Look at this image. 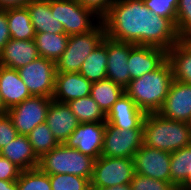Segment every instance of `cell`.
I'll list each match as a JSON object with an SVG mask.
<instances>
[{"label":"cell","mask_w":191,"mask_h":190,"mask_svg":"<svg viewBox=\"0 0 191 190\" xmlns=\"http://www.w3.org/2000/svg\"><path fill=\"white\" fill-rule=\"evenodd\" d=\"M102 22L106 36L116 41L169 51L181 40L175 23L154 14L143 0H116Z\"/></svg>","instance_id":"6da1fadb"},{"label":"cell","mask_w":191,"mask_h":190,"mask_svg":"<svg viewBox=\"0 0 191 190\" xmlns=\"http://www.w3.org/2000/svg\"><path fill=\"white\" fill-rule=\"evenodd\" d=\"M172 81V68L166 60L155 71L131 80L124 90L145 114L158 113L165 102Z\"/></svg>","instance_id":"7a4b0ae2"},{"label":"cell","mask_w":191,"mask_h":190,"mask_svg":"<svg viewBox=\"0 0 191 190\" xmlns=\"http://www.w3.org/2000/svg\"><path fill=\"white\" fill-rule=\"evenodd\" d=\"M143 144L175 152L191 145V127L185 122L166 119L159 113L146 114L143 120Z\"/></svg>","instance_id":"3957f363"},{"label":"cell","mask_w":191,"mask_h":190,"mask_svg":"<svg viewBox=\"0 0 191 190\" xmlns=\"http://www.w3.org/2000/svg\"><path fill=\"white\" fill-rule=\"evenodd\" d=\"M95 159L60 143L39 159L38 167L48 175L73 174L91 180Z\"/></svg>","instance_id":"277c9868"},{"label":"cell","mask_w":191,"mask_h":190,"mask_svg":"<svg viewBox=\"0 0 191 190\" xmlns=\"http://www.w3.org/2000/svg\"><path fill=\"white\" fill-rule=\"evenodd\" d=\"M105 37L103 22L88 33L69 36L64 53L55 62L56 73L79 72L85 58L103 42Z\"/></svg>","instance_id":"5b68a950"},{"label":"cell","mask_w":191,"mask_h":190,"mask_svg":"<svg viewBox=\"0 0 191 190\" xmlns=\"http://www.w3.org/2000/svg\"><path fill=\"white\" fill-rule=\"evenodd\" d=\"M49 4L68 36L88 33L102 22L101 17L77 0H49Z\"/></svg>","instance_id":"8992f818"},{"label":"cell","mask_w":191,"mask_h":190,"mask_svg":"<svg viewBox=\"0 0 191 190\" xmlns=\"http://www.w3.org/2000/svg\"><path fill=\"white\" fill-rule=\"evenodd\" d=\"M135 174L133 158L100 156L94 162L90 185L96 189L130 184Z\"/></svg>","instance_id":"52a82bcc"},{"label":"cell","mask_w":191,"mask_h":190,"mask_svg":"<svg viewBox=\"0 0 191 190\" xmlns=\"http://www.w3.org/2000/svg\"><path fill=\"white\" fill-rule=\"evenodd\" d=\"M17 71L32 96L52 98L56 77L54 61L39 56Z\"/></svg>","instance_id":"ba28073f"},{"label":"cell","mask_w":191,"mask_h":190,"mask_svg":"<svg viewBox=\"0 0 191 190\" xmlns=\"http://www.w3.org/2000/svg\"><path fill=\"white\" fill-rule=\"evenodd\" d=\"M52 100L46 96H31L7 110L19 135L27 136L37 125L45 123Z\"/></svg>","instance_id":"9c48e42d"},{"label":"cell","mask_w":191,"mask_h":190,"mask_svg":"<svg viewBox=\"0 0 191 190\" xmlns=\"http://www.w3.org/2000/svg\"><path fill=\"white\" fill-rule=\"evenodd\" d=\"M143 145V128L118 129L106 122L101 156L133 158Z\"/></svg>","instance_id":"30bf717a"},{"label":"cell","mask_w":191,"mask_h":190,"mask_svg":"<svg viewBox=\"0 0 191 190\" xmlns=\"http://www.w3.org/2000/svg\"><path fill=\"white\" fill-rule=\"evenodd\" d=\"M171 153L142 145L133 156L136 174L171 183Z\"/></svg>","instance_id":"8fae6325"},{"label":"cell","mask_w":191,"mask_h":190,"mask_svg":"<svg viewBox=\"0 0 191 190\" xmlns=\"http://www.w3.org/2000/svg\"><path fill=\"white\" fill-rule=\"evenodd\" d=\"M106 122L80 123L64 144L95 160L101 156Z\"/></svg>","instance_id":"7c38bea8"},{"label":"cell","mask_w":191,"mask_h":190,"mask_svg":"<svg viewBox=\"0 0 191 190\" xmlns=\"http://www.w3.org/2000/svg\"><path fill=\"white\" fill-rule=\"evenodd\" d=\"M158 113L166 119L188 123L191 116V84L173 80Z\"/></svg>","instance_id":"4fadbf2b"},{"label":"cell","mask_w":191,"mask_h":190,"mask_svg":"<svg viewBox=\"0 0 191 190\" xmlns=\"http://www.w3.org/2000/svg\"><path fill=\"white\" fill-rule=\"evenodd\" d=\"M135 45L107 37V78L125 89L131 81L127 59Z\"/></svg>","instance_id":"5bb4252c"},{"label":"cell","mask_w":191,"mask_h":190,"mask_svg":"<svg viewBox=\"0 0 191 190\" xmlns=\"http://www.w3.org/2000/svg\"><path fill=\"white\" fill-rule=\"evenodd\" d=\"M167 60L165 49L153 46L135 45L129 53L127 64L131 80L159 68Z\"/></svg>","instance_id":"9a60e30c"},{"label":"cell","mask_w":191,"mask_h":190,"mask_svg":"<svg viewBox=\"0 0 191 190\" xmlns=\"http://www.w3.org/2000/svg\"><path fill=\"white\" fill-rule=\"evenodd\" d=\"M145 115L124 92L106 114V122L118 129L143 128Z\"/></svg>","instance_id":"2e32d148"},{"label":"cell","mask_w":191,"mask_h":190,"mask_svg":"<svg viewBox=\"0 0 191 190\" xmlns=\"http://www.w3.org/2000/svg\"><path fill=\"white\" fill-rule=\"evenodd\" d=\"M92 82L79 72L56 73L52 99L60 103L90 96Z\"/></svg>","instance_id":"e0dca14e"},{"label":"cell","mask_w":191,"mask_h":190,"mask_svg":"<svg viewBox=\"0 0 191 190\" xmlns=\"http://www.w3.org/2000/svg\"><path fill=\"white\" fill-rule=\"evenodd\" d=\"M45 122L59 143H64L80 124L67 103L55 100L48 107Z\"/></svg>","instance_id":"ac0fdd59"},{"label":"cell","mask_w":191,"mask_h":190,"mask_svg":"<svg viewBox=\"0 0 191 190\" xmlns=\"http://www.w3.org/2000/svg\"><path fill=\"white\" fill-rule=\"evenodd\" d=\"M39 57L34 39H10L0 53V66L16 69L27 65Z\"/></svg>","instance_id":"d6986e66"},{"label":"cell","mask_w":191,"mask_h":190,"mask_svg":"<svg viewBox=\"0 0 191 190\" xmlns=\"http://www.w3.org/2000/svg\"><path fill=\"white\" fill-rule=\"evenodd\" d=\"M0 93L7 109L32 96L18 71L3 66H0Z\"/></svg>","instance_id":"ffe728a7"},{"label":"cell","mask_w":191,"mask_h":190,"mask_svg":"<svg viewBox=\"0 0 191 190\" xmlns=\"http://www.w3.org/2000/svg\"><path fill=\"white\" fill-rule=\"evenodd\" d=\"M1 156L9 159L22 171L36 168L39 158L29 142L28 136L19 135L1 149Z\"/></svg>","instance_id":"44dd1931"},{"label":"cell","mask_w":191,"mask_h":190,"mask_svg":"<svg viewBox=\"0 0 191 190\" xmlns=\"http://www.w3.org/2000/svg\"><path fill=\"white\" fill-rule=\"evenodd\" d=\"M35 33H64V28L55 14L51 13L49 0H32L26 5Z\"/></svg>","instance_id":"7402d4cb"},{"label":"cell","mask_w":191,"mask_h":190,"mask_svg":"<svg viewBox=\"0 0 191 190\" xmlns=\"http://www.w3.org/2000/svg\"><path fill=\"white\" fill-rule=\"evenodd\" d=\"M167 60L172 68L173 80L191 84V47L184 40L167 51Z\"/></svg>","instance_id":"603a6c76"},{"label":"cell","mask_w":191,"mask_h":190,"mask_svg":"<svg viewBox=\"0 0 191 190\" xmlns=\"http://www.w3.org/2000/svg\"><path fill=\"white\" fill-rule=\"evenodd\" d=\"M107 36L82 63L79 73L88 81L97 82L107 78Z\"/></svg>","instance_id":"cb8c5ba5"},{"label":"cell","mask_w":191,"mask_h":190,"mask_svg":"<svg viewBox=\"0 0 191 190\" xmlns=\"http://www.w3.org/2000/svg\"><path fill=\"white\" fill-rule=\"evenodd\" d=\"M4 10L7 14L8 27L12 39H34L36 33L27 7L8 8Z\"/></svg>","instance_id":"d4e9b609"},{"label":"cell","mask_w":191,"mask_h":190,"mask_svg":"<svg viewBox=\"0 0 191 190\" xmlns=\"http://www.w3.org/2000/svg\"><path fill=\"white\" fill-rule=\"evenodd\" d=\"M68 37L65 33H36L34 41L39 56L56 62L67 47Z\"/></svg>","instance_id":"484cf974"},{"label":"cell","mask_w":191,"mask_h":190,"mask_svg":"<svg viewBox=\"0 0 191 190\" xmlns=\"http://www.w3.org/2000/svg\"><path fill=\"white\" fill-rule=\"evenodd\" d=\"M124 92L125 90L120 85L106 78L92 83L90 96L98 103L102 111L107 114Z\"/></svg>","instance_id":"4316f807"},{"label":"cell","mask_w":191,"mask_h":190,"mask_svg":"<svg viewBox=\"0 0 191 190\" xmlns=\"http://www.w3.org/2000/svg\"><path fill=\"white\" fill-rule=\"evenodd\" d=\"M67 104L80 123L106 122V114L91 96L74 99Z\"/></svg>","instance_id":"83f0119b"},{"label":"cell","mask_w":191,"mask_h":190,"mask_svg":"<svg viewBox=\"0 0 191 190\" xmlns=\"http://www.w3.org/2000/svg\"><path fill=\"white\" fill-rule=\"evenodd\" d=\"M27 136L39 159L60 144L46 122L37 125Z\"/></svg>","instance_id":"f1b7e54d"},{"label":"cell","mask_w":191,"mask_h":190,"mask_svg":"<svg viewBox=\"0 0 191 190\" xmlns=\"http://www.w3.org/2000/svg\"><path fill=\"white\" fill-rule=\"evenodd\" d=\"M16 181L18 190H52L49 175L39 167L22 171Z\"/></svg>","instance_id":"f546056e"},{"label":"cell","mask_w":191,"mask_h":190,"mask_svg":"<svg viewBox=\"0 0 191 190\" xmlns=\"http://www.w3.org/2000/svg\"><path fill=\"white\" fill-rule=\"evenodd\" d=\"M52 190H85L90 186L88 178L73 174L49 175Z\"/></svg>","instance_id":"4dcf8cb0"},{"label":"cell","mask_w":191,"mask_h":190,"mask_svg":"<svg viewBox=\"0 0 191 190\" xmlns=\"http://www.w3.org/2000/svg\"><path fill=\"white\" fill-rule=\"evenodd\" d=\"M175 25L181 40L191 34V0H178Z\"/></svg>","instance_id":"1f68e13d"},{"label":"cell","mask_w":191,"mask_h":190,"mask_svg":"<svg viewBox=\"0 0 191 190\" xmlns=\"http://www.w3.org/2000/svg\"><path fill=\"white\" fill-rule=\"evenodd\" d=\"M132 190H176L177 188L169 182L160 181L151 177L134 174L131 180Z\"/></svg>","instance_id":"d6a6232c"},{"label":"cell","mask_w":191,"mask_h":190,"mask_svg":"<svg viewBox=\"0 0 191 190\" xmlns=\"http://www.w3.org/2000/svg\"><path fill=\"white\" fill-rule=\"evenodd\" d=\"M154 14L169 18L176 23L178 0H143Z\"/></svg>","instance_id":"836d02e7"},{"label":"cell","mask_w":191,"mask_h":190,"mask_svg":"<svg viewBox=\"0 0 191 190\" xmlns=\"http://www.w3.org/2000/svg\"><path fill=\"white\" fill-rule=\"evenodd\" d=\"M170 176H171V183L177 189L184 190L183 148L175 152H171Z\"/></svg>","instance_id":"e575fe53"},{"label":"cell","mask_w":191,"mask_h":190,"mask_svg":"<svg viewBox=\"0 0 191 190\" xmlns=\"http://www.w3.org/2000/svg\"><path fill=\"white\" fill-rule=\"evenodd\" d=\"M18 136L13 121L8 113L0 114V149Z\"/></svg>","instance_id":"d590c367"},{"label":"cell","mask_w":191,"mask_h":190,"mask_svg":"<svg viewBox=\"0 0 191 190\" xmlns=\"http://www.w3.org/2000/svg\"><path fill=\"white\" fill-rule=\"evenodd\" d=\"M22 170L9 159L0 156V180L16 181Z\"/></svg>","instance_id":"8d00e7d4"},{"label":"cell","mask_w":191,"mask_h":190,"mask_svg":"<svg viewBox=\"0 0 191 190\" xmlns=\"http://www.w3.org/2000/svg\"><path fill=\"white\" fill-rule=\"evenodd\" d=\"M82 6L94 11L99 17L103 18L109 11L110 6L116 0H77Z\"/></svg>","instance_id":"74e56055"},{"label":"cell","mask_w":191,"mask_h":190,"mask_svg":"<svg viewBox=\"0 0 191 190\" xmlns=\"http://www.w3.org/2000/svg\"><path fill=\"white\" fill-rule=\"evenodd\" d=\"M184 190H191V145L183 148Z\"/></svg>","instance_id":"f35d334b"},{"label":"cell","mask_w":191,"mask_h":190,"mask_svg":"<svg viewBox=\"0 0 191 190\" xmlns=\"http://www.w3.org/2000/svg\"><path fill=\"white\" fill-rule=\"evenodd\" d=\"M10 39L11 34L8 27L6 11L0 9V53Z\"/></svg>","instance_id":"ab89813d"},{"label":"cell","mask_w":191,"mask_h":190,"mask_svg":"<svg viewBox=\"0 0 191 190\" xmlns=\"http://www.w3.org/2000/svg\"><path fill=\"white\" fill-rule=\"evenodd\" d=\"M32 0H0V9L26 7Z\"/></svg>","instance_id":"60d3db41"},{"label":"cell","mask_w":191,"mask_h":190,"mask_svg":"<svg viewBox=\"0 0 191 190\" xmlns=\"http://www.w3.org/2000/svg\"><path fill=\"white\" fill-rule=\"evenodd\" d=\"M0 190H18L17 181L0 180Z\"/></svg>","instance_id":"b9f144b4"},{"label":"cell","mask_w":191,"mask_h":190,"mask_svg":"<svg viewBox=\"0 0 191 190\" xmlns=\"http://www.w3.org/2000/svg\"><path fill=\"white\" fill-rule=\"evenodd\" d=\"M99 190H132V188H131L130 184H122V185L118 184V185L106 187V188L99 189Z\"/></svg>","instance_id":"7bdbcfd3"},{"label":"cell","mask_w":191,"mask_h":190,"mask_svg":"<svg viewBox=\"0 0 191 190\" xmlns=\"http://www.w3.org/2000/svg\"><path fill=\"white\" fill-rule=\"evenodd\" d=\"M7 110L8 109L5 107L0 93V114L7 113Z\"/></svg>","instance_id":"ee69618b"},{"label":"cell","mask_w":191,"mask_h":190,"mask_svg":"<svg viewBox=\"0 0 191 190\" xmlns=\"http://www.w3.org/2000/svg\"><path fill=\"white\" fill-rule=\"evenodd\" d=\"M184 41L191 47V34L184 39Z\"/></svg>","instance_id":"f6af8a7d"},{"label":"cell","mask_w":191,"mask_h":190,"mask_svg":"<svg viewBox=\"0 0 191 190\" xmlns=\"http://www.w3.org/2000/svg\"><path fill=\"white\" fill-rule=\"evenodd\" d=\"M85 190H98V189H96L95 187H93V186H88Z\"/></svg>","instance_id":"bcb514c9"},{"label":"cell","mask_w":191,"mask_h":190,"mask_svg":"<svg viewBox=\"0 0 191 190\" xmlns=\"http://www.w3.org/2000/svg\"><path fill=\"white\" fill-rule=\"evenodd\" d=\"M187 124L191 127V116H190Z\"/></svg>","instance_id":"7dc6e473"}]
</instances>
